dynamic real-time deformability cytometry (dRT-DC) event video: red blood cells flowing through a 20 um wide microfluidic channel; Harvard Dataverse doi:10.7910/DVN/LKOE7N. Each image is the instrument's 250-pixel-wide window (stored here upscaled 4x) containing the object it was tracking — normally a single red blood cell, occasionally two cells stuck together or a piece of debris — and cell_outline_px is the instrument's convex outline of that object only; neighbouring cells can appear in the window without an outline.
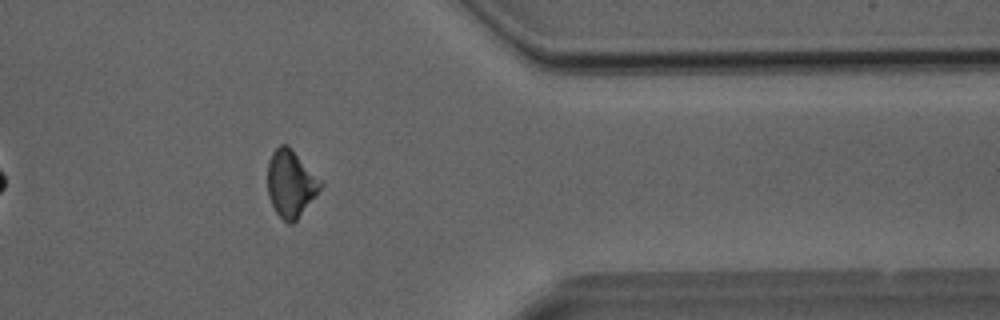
{"species": "Egyptian fruit bat (a non-hibernating species)", "species_latin": "Rousettus aegyptiacus", "temperature_condition": "room temperature", "stored_images_in_passage": 27, "camera_frame_rate_fps": 3000, "um_per_image_px": 0.085, "animal": {"sex": "male"}, "frame": {"image": 1, "passage_image": 20, "time_ms": 6.333, "image_size_px": [1000, 320], "cell_outline_px": [[324, 184], [296, 220], [292, 224], [288, 224], [276, 212], [268, 196], [268, 160], [272, 152], [280, 144], [288, 144]], "centroid_in_image_um": [24.69, 15.58], "position_along_channel_um": 386.7, "area_um2": 20.4}}
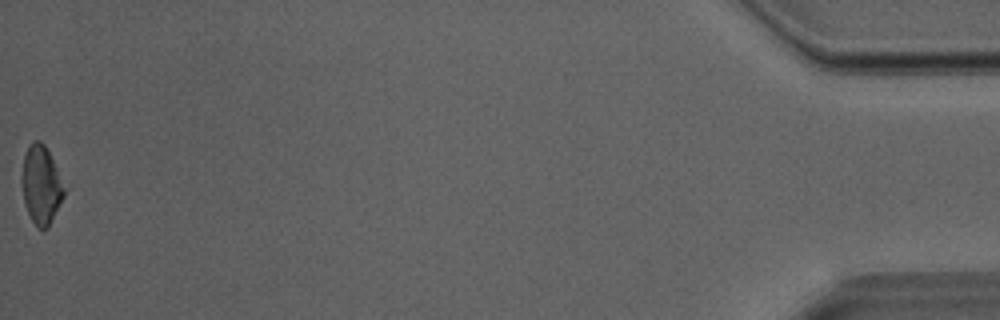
{"frame": {"image": 2, "passage_image": 27, "time_ms": 8.667, "image_size_px": [1000, 320], "cell_outline_px": [[68, 188], [48, 228], [36, 228], [24, 204], [20, 184], [20, 180], [24, 156], [28, 144], [32, 140], [40, 140], [44, 144]], "centroid_in_image_um": [3.5, 15.7], "position_along_channel_um": 431.7, "area_um2": 19.88}}